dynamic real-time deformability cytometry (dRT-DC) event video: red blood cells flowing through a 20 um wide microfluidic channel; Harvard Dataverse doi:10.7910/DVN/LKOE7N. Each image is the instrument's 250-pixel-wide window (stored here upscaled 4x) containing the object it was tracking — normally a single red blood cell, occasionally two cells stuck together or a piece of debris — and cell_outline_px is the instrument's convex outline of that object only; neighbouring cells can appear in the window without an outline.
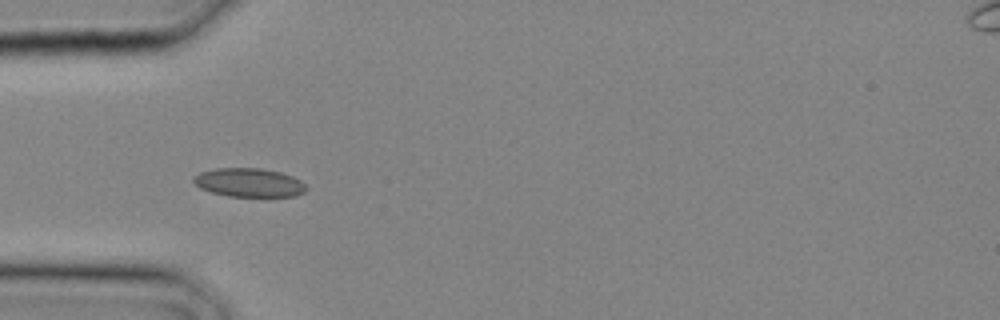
{"species": "common noctule bat (a hibernating species)", "species_latin": "Nyctalus noctula", "temperature_condition": "cold", "stored_images_in_passage": 20, "camera_frame_rate_fps": 3000, "um_per_image_px": 0.085, "animal": {"sex": "male", "body_mass_g": 20.4}, "frame": {"image": 1, "passage_image": 1, "time_ms": 0.0, "image_size_px": [1000, 320], "cell_outline_px": [[308, 188], [304, 192], [296, 196], [228, 196], [212, 192], [200, 188], [192, 180], [192, 176], [200, 172], [216, 168], [260, 168], [280, 172], [292, 176], [300, 180]], "centroid_in_image_um": [21.16, 15.51], "position_along_channel_um": 63.8, "area_um2": 18.84}}
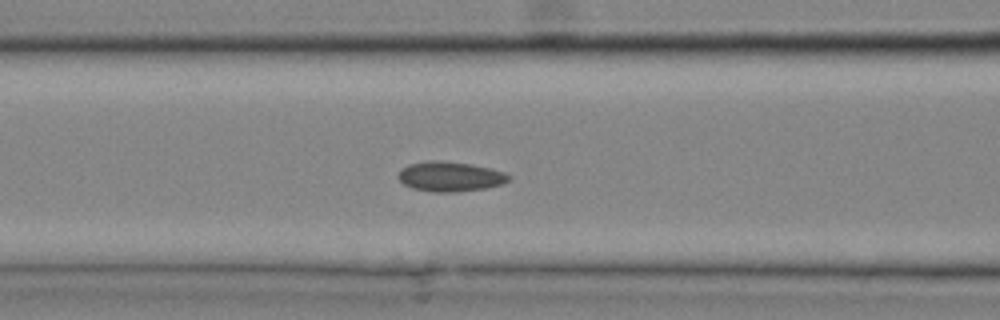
{"frame": {"image": 2, "passage_image": 4, "time_ms": 1.0, "image_size_px": [1000, 320], "cell_outline_px": [[508, 180], [500, 184], [484, 188], [452, 192], [436, 192], [412, 188], [404, 184], [396, 176], [400, 168], [408, 164], [428, 160], [444, 160], [472, 164], [504, 172], [508, 176]], "centroid_in_image_um": [38.17, 14.98], "position_along_channel_um": 128.4, "area_um2": 19.13}}